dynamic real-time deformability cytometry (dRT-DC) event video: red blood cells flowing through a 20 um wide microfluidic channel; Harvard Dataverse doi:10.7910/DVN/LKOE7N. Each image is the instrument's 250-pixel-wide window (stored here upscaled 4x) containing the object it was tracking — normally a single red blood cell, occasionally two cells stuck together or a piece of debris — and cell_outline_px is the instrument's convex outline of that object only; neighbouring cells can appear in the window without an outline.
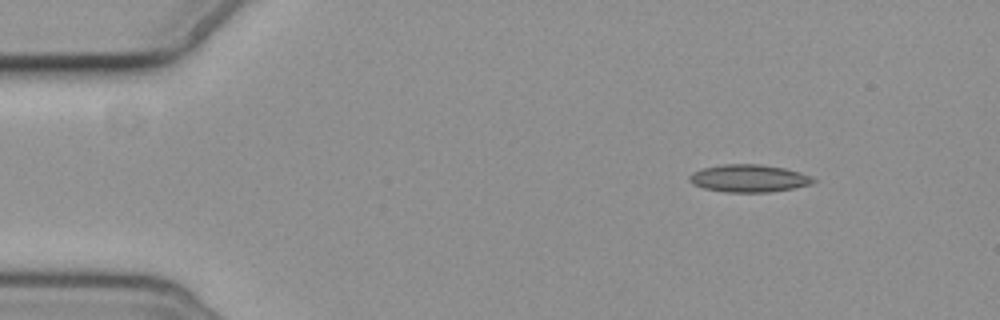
{"species": "common noctule bat (a hibernating species)", "species_latin": "Nyctalus noctula", "temperature_condition": "cold", "stored_images_in_passage": 3, "camera_frame_rate_fps": 3000, "um_per_image_px": 0.085, "animal": {"sex": "female", "body_mass_g": 19.3, "forearm_length_mm": 54.1}, "frame": {"image": 1, "passage_image": 1, "time_ms": 0.0, "image_size_px": [1000, 320], "cell_outline_px": [[820, 180], [812, 184], [796, 188], [768, 192], [724, 192], [704, 188], [692, 184], [688, 180], [688, 176], [692, 172], [704, 168], [724, 164], [760, 164], [784, 168], [800, 172], [812, 176]], "centroid_in_image_um": [63.69, 15.16], "position_along_channel_um": 21.3, "area_um2": 20.11}}
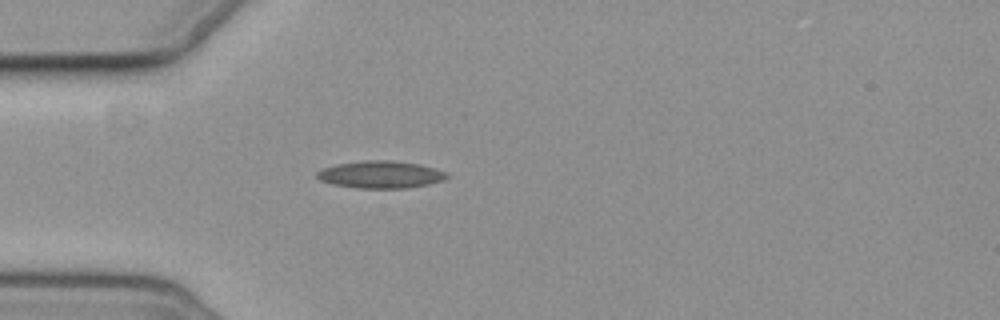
{"frame": {"image": 2, "passage_image": 3, "time_ms": 3.0, "image_size_px": [1000, 320], "cell_outline_px": [[448, 176], [444, 180], [428, 184], [408, 188], [356, 188], [332, 184], [320, 180], [316, 176], [316, 172], [324, 168], [336, 164], [364, 160], [392, 160], [420, 164], [448, 172]], "centroid_in_image_um": [32.36, 14.83], "position_along_channel_um": 52.6, "area_um2": 20.75}}